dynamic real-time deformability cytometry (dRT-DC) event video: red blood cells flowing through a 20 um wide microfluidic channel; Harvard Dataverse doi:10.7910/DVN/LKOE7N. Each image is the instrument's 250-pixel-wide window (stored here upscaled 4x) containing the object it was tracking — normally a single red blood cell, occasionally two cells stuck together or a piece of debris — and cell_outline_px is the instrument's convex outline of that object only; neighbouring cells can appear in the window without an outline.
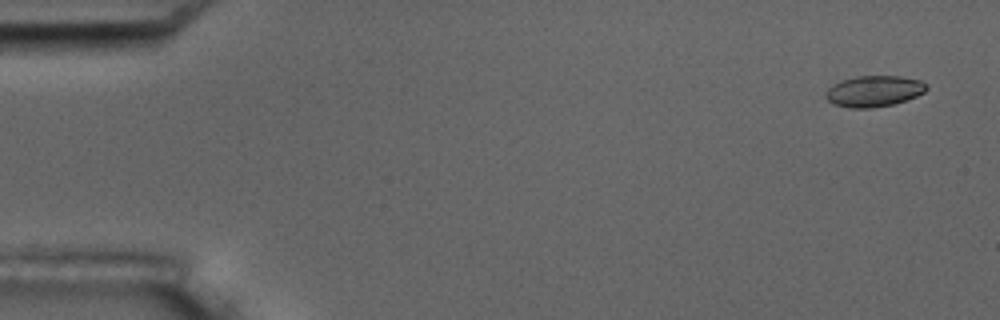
{"species": "common noctule bat (a hibernating species)", "species_latin": "Nyctalus noctula", "temperature_condition": "room temperature", "stored_images_in_passage": 5, "camera_frame_rate_fps": 3000, "um_per_image_px": 0.085, "animal": {"sex": "male", "body_mass_g": 17.5, "forearm_length_mm": 52.3}, "frame": {"image": 1, "passage_image": 1, "time_ms": 0.0, "image_size_px": [1000, 320], "cell_outline_px": [[928, 88], [924, 92], [916, 96], [892, 104], [872, 108], [852, 108], [832, 104], [824, 96], [828, 88], [832, 84], [840, 80], [856, 76], [900, 76], [920, 80], [928, 84]], "centroid_in_image_um": [74.26, 7.74], "position_along_channel_um": 10.7, "area_um2": 18.32}}
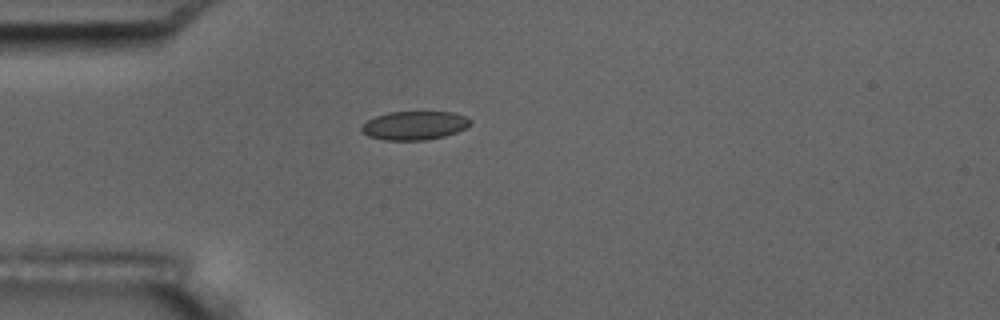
{"frame": {"image": 2, "passage_image": 5, "time_ms": 4.333, "image_size_px": [1000, 320], "cell_outline_px": [[472, 124], [456, 132], [444, 136], [424, 140], [384, 140], [368, 136], [360, 132], [360, 128], [368, 120], [376, 116], [388, 112], [452, 112], [464, 116], [472, 120]], "centroid_in_image_um": [35.21, 10.67], "position_along_channel_um": 49.8, "area_um2": 18.15}}